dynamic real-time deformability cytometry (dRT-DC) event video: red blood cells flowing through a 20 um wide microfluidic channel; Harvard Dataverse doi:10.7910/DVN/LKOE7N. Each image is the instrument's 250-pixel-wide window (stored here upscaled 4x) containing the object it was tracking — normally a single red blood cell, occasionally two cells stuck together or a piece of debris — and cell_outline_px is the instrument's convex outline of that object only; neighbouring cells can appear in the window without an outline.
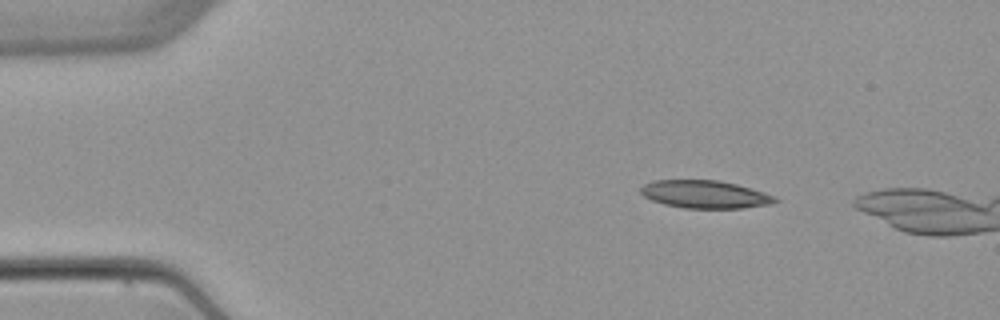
{"species": "common noctule bat (a hibernating species)", "species_latin": "Nyctalus noctula", "temperature_condition": "warm", "stored_images_in_passage": 4, "camera_frame_rate_fps": 3000, "um_per_image_px": 0.085, "animal": {"sex": "female", "body_mass_g": 22.7, "forearm_length_mm": 54.2}, "frame": {"image": 1, "passage_image": 1, "time_ms": 0.0, "image_size_px": [1000, 320], "cell_outline_px": [[780, 200], [768, 204], [740, 208], [684, 208], [664, 204], [652, 200], [644, 196], [640, 192], [640, 188], [644, 184], [652, 180], [716, 180], [736, 184], [752, 188], [776, 196]], "centroid_in_image_um": [59.91, 16.51], "position_along_channel_um": 25.1, "area_um2": 21.73}}